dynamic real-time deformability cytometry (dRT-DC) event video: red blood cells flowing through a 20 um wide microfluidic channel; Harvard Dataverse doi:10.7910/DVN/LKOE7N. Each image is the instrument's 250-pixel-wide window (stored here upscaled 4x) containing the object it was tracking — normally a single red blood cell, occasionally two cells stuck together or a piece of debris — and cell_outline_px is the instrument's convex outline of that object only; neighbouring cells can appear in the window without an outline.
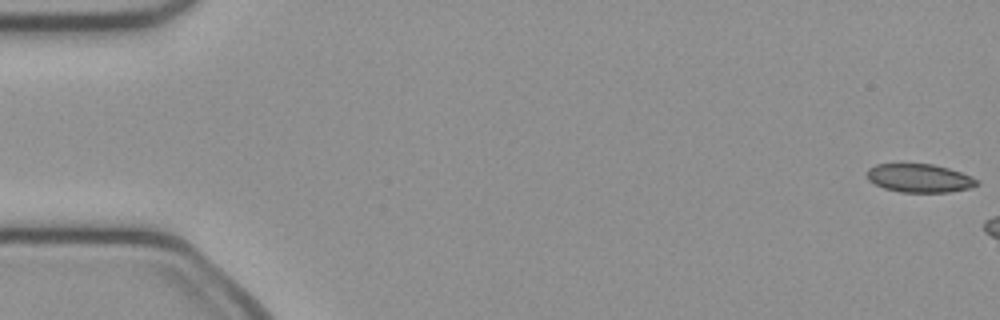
{"species": "common noctule bat (a hibernating species)", "species_latin": "Nyctalus noctula", "temperature_condition": "cold", "stored_images_in_passage": 6, "camera_frame_rate_fps": 3000, "um_per_image_px": 0.085, "animal": {"sex": "female", "body_mass_g": 21.9}, "frame": {"image": 1, "passage_image": 1, "time_ms": 0.0, "image_size_px": [1000, 320], "cell_outline_px": [[980, 184], [968, 188], [948, 192], [900, 192], [884, 188], [868, 180], [868, 168], [876, 164], [932, 164], [948, 168], [972, 176], [980, 180]], "centroid_in_image_um": [78.18, 15.14], "position_along_channel_um": 6.8, "area_um2": 18.15}}